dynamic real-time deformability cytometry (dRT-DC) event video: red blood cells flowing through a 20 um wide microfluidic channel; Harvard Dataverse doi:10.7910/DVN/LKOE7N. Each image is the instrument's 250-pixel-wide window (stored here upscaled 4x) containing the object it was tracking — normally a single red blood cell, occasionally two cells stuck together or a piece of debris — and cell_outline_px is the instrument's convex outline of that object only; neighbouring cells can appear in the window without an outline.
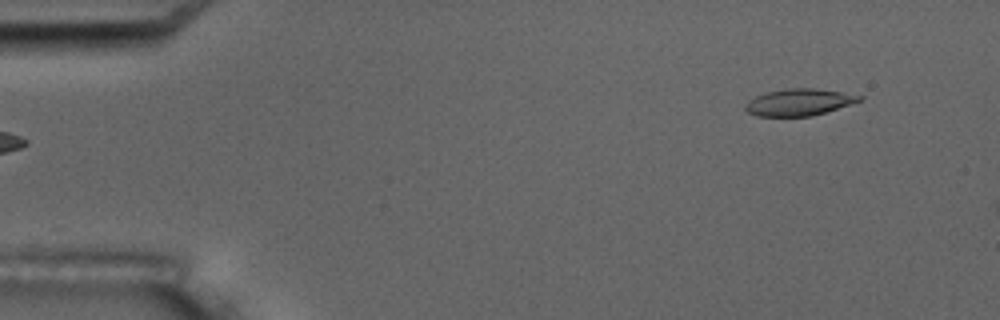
{"species": "common noctule bat (a hibernating species)", "species_latin": "Nyctalus noctula", "temperature_condition": "room temperature", "stored_images_in_passage": 6, "camera_frame_rate_fps": 3000, "um_per_image_px": 0.085, "animal": {"sex": "male", "body_mass_g": 17.5, "forearm_length_mm": 52.3}, "frame": {"image": 1, "passage_image": 6, "time_ms": 6.333, "image_size_px": [1000, 320], "cell_outline_px": [[864, 96], [860, 100], [812, 116], [756, 116], [748, 112], [744, 108], [744, 104], [748, 100], [756, 96], [768, 92], [788, 88], [812, 88], [840, 92]], "centroid_in_image_um": [67.84, 8.69], "position_along_channel_um": 17.2, "area_um2": 17.46}}